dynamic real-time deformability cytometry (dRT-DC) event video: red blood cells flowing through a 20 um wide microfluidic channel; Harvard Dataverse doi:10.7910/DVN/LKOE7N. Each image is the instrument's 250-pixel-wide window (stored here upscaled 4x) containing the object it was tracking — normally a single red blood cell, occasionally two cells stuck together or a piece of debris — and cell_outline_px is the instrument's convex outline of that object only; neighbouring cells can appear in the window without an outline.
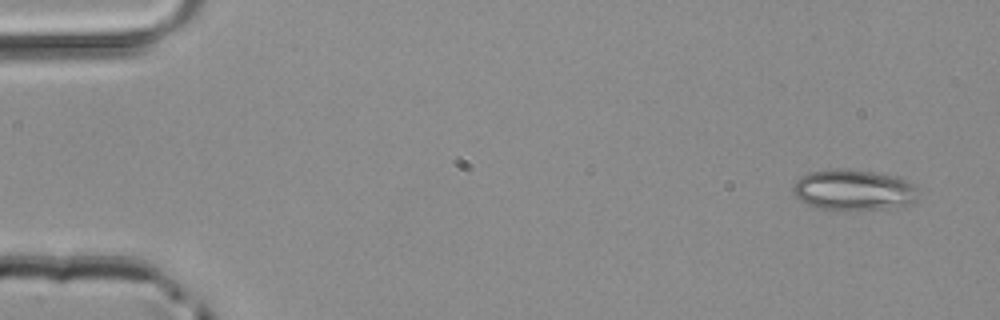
{"species": "common noctule bat (a hibernating species)", "species_latin": "Nyctalus noctula", "temperature_condition": "room temperature", "stored_images_in_passage": 47, "camera_frame_rate_fps": 3000, "um_per_image_px": 0.085, "animal": {"sex": "male", "body_mass_g": 20.4}, "frame": {"image": 1, "passage_image": 1, "time_ms": 0.0, "image_size_px": [1000, 320], "cell_outline_px": [[916, 200], [908, 204], [880, 208], [836, 212], [816, 208], [800, 200], [792, 192], [792, 184], [800, 176], [808, 172], [872, 172], [896, 176], [908, 180], [912, 184], [916, 196]], "centroid_in_image_um": [72.48, 16.21], "position_along_channel_um": 12.5, "area_um2": 29.02}}
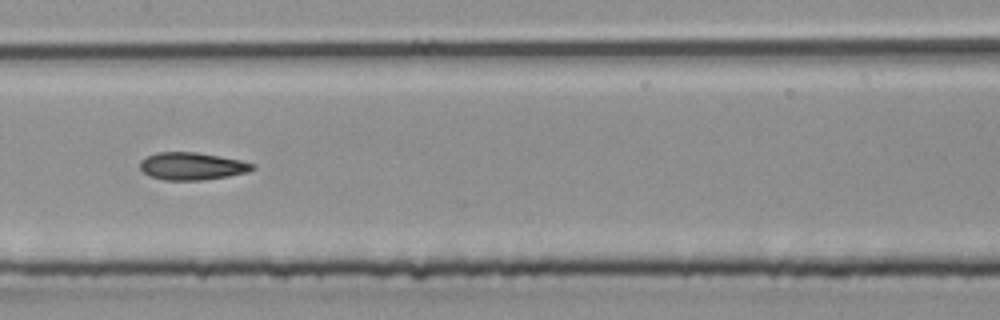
{"frame": {"image": 2, "passage_image": 23, "time_ms": 7.333, "image_size_px": [1000, 320], "cell_outline_px": [[256, 168], [248, 172], [228, 176], [204, 180], [164, 180], [152, 176], [144, 172], [140, 168], [140, 160], [156, 152], [196, 152], [220, 156], [240, 160], [256, 164]], "centroid_in_image_um": [16.35, 14.12], "position_along_channel_um": 191.0, "area_um2": 18.03}}
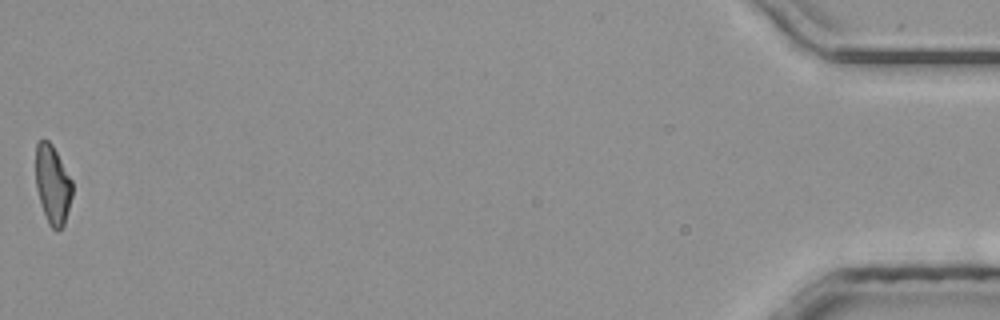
{"frame": {"image": 3, "passage_image": 47, "time_ms": 15.333, "image_size_px": [1000, 320], "cell_outline_px": [[72, 196], [64, 224], [56, 232], [48, 224], [36, 188], [36, 144], [40, 140], [48, 140], [52, 144], [72, 180]], "centroid_in_image_um": [4.47, 15.69], "position_along_channel_um": 430.7, "area_um2": 16.65}}